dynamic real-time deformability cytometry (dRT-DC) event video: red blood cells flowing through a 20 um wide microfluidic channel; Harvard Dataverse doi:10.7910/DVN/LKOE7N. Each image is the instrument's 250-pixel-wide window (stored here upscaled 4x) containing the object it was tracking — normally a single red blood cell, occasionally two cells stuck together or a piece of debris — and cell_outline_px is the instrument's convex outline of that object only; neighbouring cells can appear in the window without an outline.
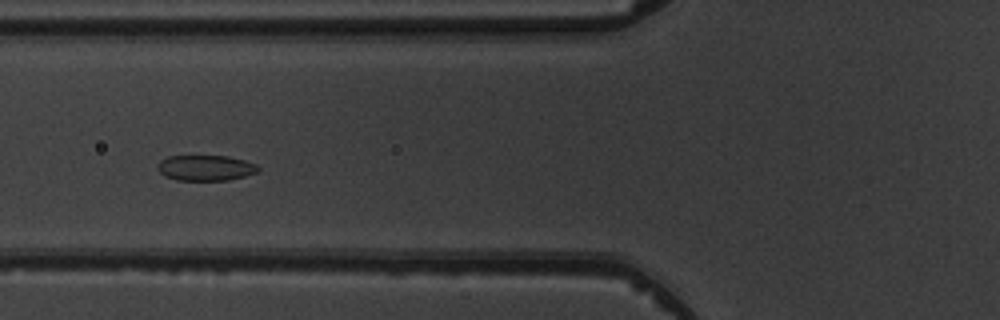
{"species": "common noctule bat (a hibernating species)", "species_latin": "Nyctalus noctula", "temperature_condition": "warm", "stored_images_in_passage": 7, "camera_frame_rate_fps": 3000, "um_per_image_px": 0.085, "animal": {"sex": "male", "body_mass_g": 19.5, "forearm_length_mm": 54.6}, "frame": {"image": 1, "passage_image": 4, "time_ms": 4.667, "image_size_px": [1000, 320], "cell_outline_px": [[260, 172], [228, 180], [176, 180], [164, 176], [156, 168], [156, 164], [160, 160], [168, 156], [228, 156], [244, 160], [256, 164], [260, 168]], "centroid_in_image_um": [17.46, 14.27], "position_along_channel_um": 108.3, "area_um2": 15.14}}
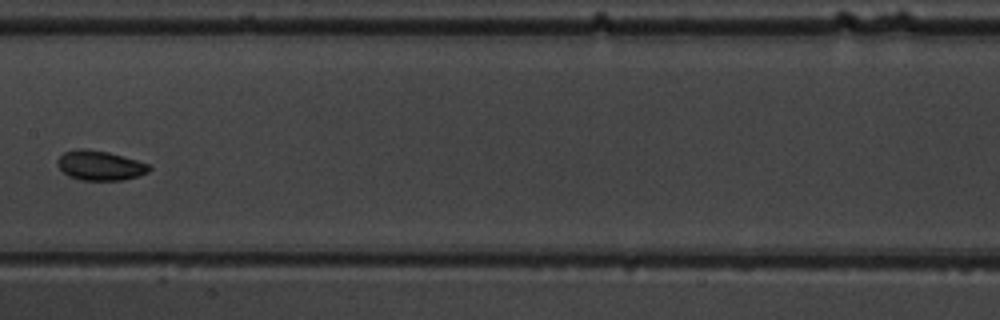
{"frame": {"image": 2, "passage_image": 6, "time_ms": 7.0, "image_size_px": [1000, 320], "cell_outline_px": [[152, 168], [148, 172], [124, 180], [80, 180], [68, 176], [56, 164], [56, 160], [64, 152], [80, 148], [84, 148], [108, 152], [152, 164]], "centroid_in_image_um": [8.51, 14.06], "position_along_channel_um": 198.9, "area_um2": 15.95}}
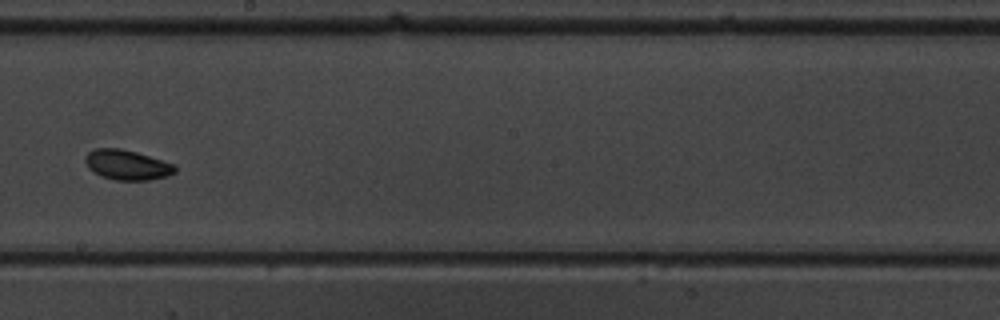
{"frame": {"image": 3, "passage_image": 7, "time_ms": 8.0, "image_size_px": [1000, 320], "cell_outline_px": [[176, 172], [168, 176], [148, 180], [116, 180], [100, 176], [92, 172], [88, 168], [84, 160], [84, 156], [88, 152], [96, 148], [120, 148], [136, 152], [176, 164]], "centroid_in_image_um": [10.79, 14.02], "position_along_channel_um": 237.4, "area_um2": 15.9}}